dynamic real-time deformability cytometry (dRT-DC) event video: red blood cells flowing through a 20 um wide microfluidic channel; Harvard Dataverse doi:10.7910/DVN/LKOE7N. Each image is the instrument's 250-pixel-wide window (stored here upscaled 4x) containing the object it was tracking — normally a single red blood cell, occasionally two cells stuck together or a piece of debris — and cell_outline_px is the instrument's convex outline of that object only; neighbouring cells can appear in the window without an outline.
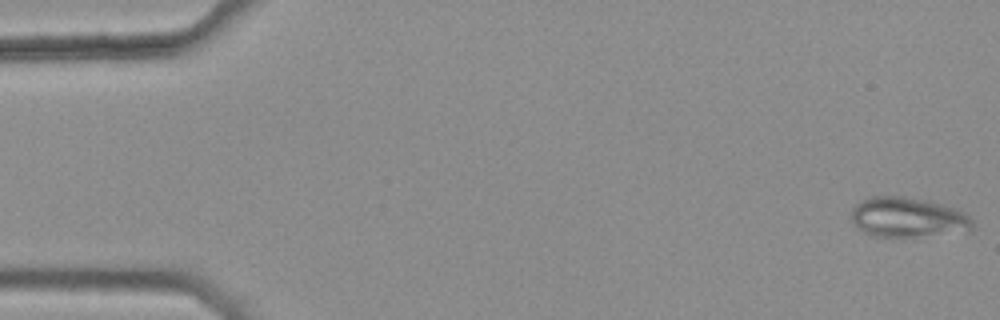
{"species": "common noctule bat (a hibernating species)", "species_latin": "Nyctalus noctula", "temperature_condition": "warm", "stored_images_in_passage": 45, "camera_frame_rate_fps": 3000, "um_per_image_px": 0.085, "animal": {"sex": "female", "body_mass_g": 25.1}, "frame": {"image": 1, "passage_image": 1, "time_ms": 0.0, "image_size_px": [1000, 320], "cell_outline_px": [[976, 228], [972, 232], [912, 236], [872, 236], [864, 232], [852, 220], [852, 208], [856, 204], [872, 196], [904, 196], [928, 200], [956, 208], [964, 212], [972, 220]], "centroid_in_image_um": [77.25, 18.47], "position_along_channel_um": 7.7, "area_um2": 28.32}}
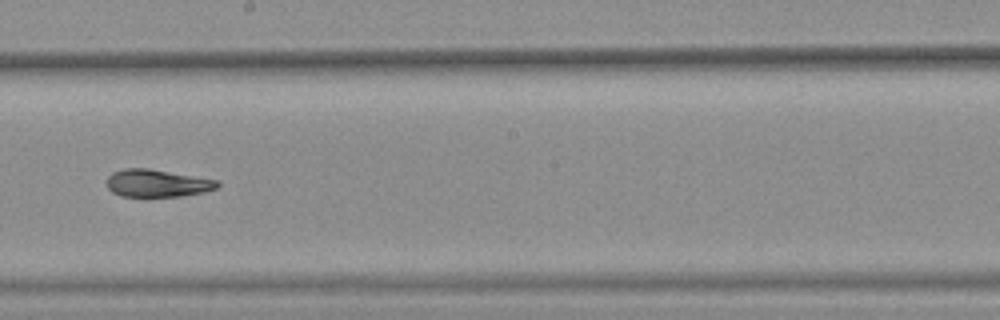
{"frame": {"image": 2, "passage_image": 30, "time_ms": 9.667, "image_size_px": [1000, 320], "cell_outline_px": [[220, 184], [216, 188], [204, 192], [180, 196], [120, 196], [112, 192], [108, 188], [108, 176], [112, 172], [124, 168], [148, 168], [216, 180]], "centroid_in_image_um": [13.33, 15.57], "position_along_channel_um": 234.9, "area_um2": 17.51}}
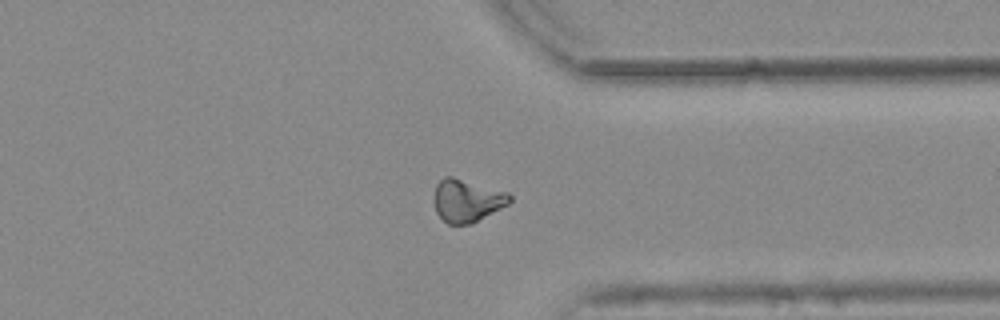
{"frame": {"image": 3, "passage_image": 41, "time_ms": 13.333, "image_size_px": [1000, 320], "cell_outline_px": [[512, 200], [508, 204], [472, 224], [448, 224], [436, 212], [432, 200], [436, 184], [444, 176], [452, 176], [508, 192], [512, 196]], "centroid_in_image_um": [39.67, 17.04], "position_along_channel_um": 371.7, "area_um2": 19.02}, "authors_computed_cell_mechanics": {"area_um2": 18.8428, "velocity_mm_per_s": 3.79, "shape_relaxation_time_tau1_ms": null, "shape_relaxation_time_tau2_ms": 9.2118, "deformation_change_tau1": null, "deformation_change_tau2": 0.1055}}